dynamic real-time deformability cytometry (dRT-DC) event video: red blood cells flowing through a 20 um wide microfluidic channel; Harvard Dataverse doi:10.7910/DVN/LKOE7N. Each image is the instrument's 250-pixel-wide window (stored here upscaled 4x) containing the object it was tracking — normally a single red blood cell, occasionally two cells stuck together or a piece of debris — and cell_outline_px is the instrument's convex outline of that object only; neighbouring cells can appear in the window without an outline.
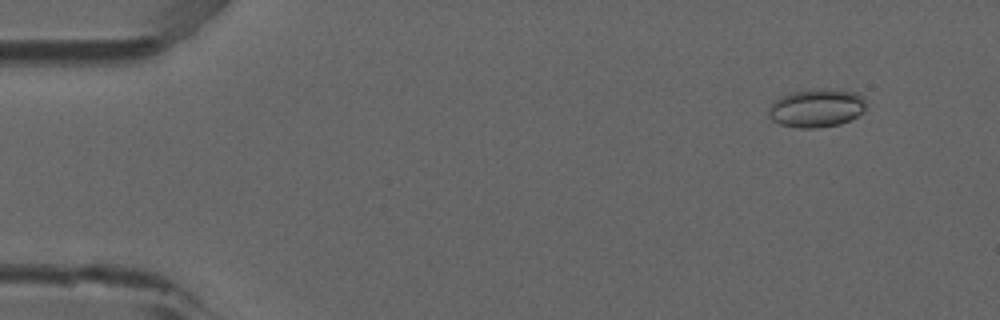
{"species": "common noctule bat (a hibernating species)", "species_latin": "Nyctalus noctula", "temperature_condition": "room temperature", "stored_images_in_passage": 4, "camera_frame_rate_fps": 3000, "um_per_image_px": 0.085, "animal": {"sex": "male", "forearm_length_mm": 52.5}, "frame": {"image": 1, "passage_image": 2, "time_ms": 0.333, "image_size_px": [1000, 320], "cell_outline_px": [[864, 112], [840, 124], [820, 128], [800, 128], [780, 124], [772, 120], [768, 116], [768, 108], [780, 96], [788, 92], [812, 88], [840, 88], [856, 92], [864, 96]], "centroid_in_image_um": [69.4, 9.15], "position_along_channel_um": 15.6, "area_um2": 22.31}}